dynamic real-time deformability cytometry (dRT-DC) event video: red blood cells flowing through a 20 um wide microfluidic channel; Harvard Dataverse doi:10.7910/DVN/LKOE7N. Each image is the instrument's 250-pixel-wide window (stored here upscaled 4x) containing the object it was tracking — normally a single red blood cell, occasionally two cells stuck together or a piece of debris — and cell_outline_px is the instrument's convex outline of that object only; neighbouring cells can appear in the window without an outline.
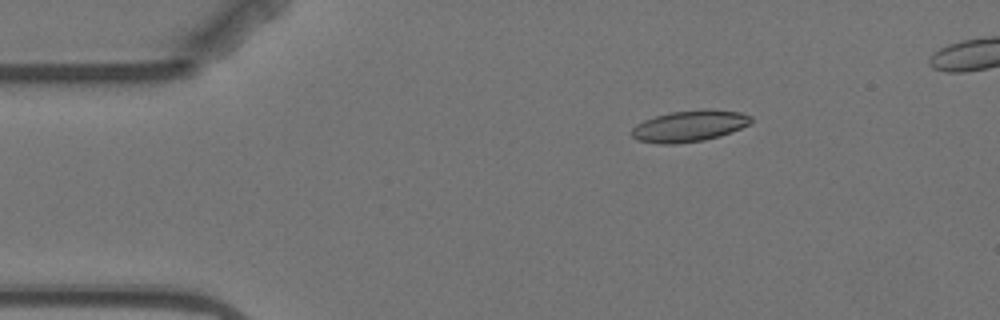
{"species": "Egyptian fruit bat (a non-hibernating species)", "species_latin": "Rousettus aegyptiacus", "temperature_condition": "warm", "stored_images_in_passage": 6, "camera_frame_rate_fps": 3000, "um_per_image_px": 0.085, "animal": {"sex": "female"}, "frame": {"image": 1, "passage_image": 3, "time_ms": 2.333, "image_size_px": [1000, 320], "cell_outline_px": [[752, 120], [748, 124], [740, 128], [720, 136], [704, 140], [676, 144], [660, 144], [636, 140], [632, 136], [632, 128], [636, 124], [644, 120], [668, 112], [700, 108], [704, 108], [740, 112], [752, 116]], "centroid_in_image_um": [58.57, 10.7], "position_along_channel_um": 26.4, "area_um2": 21.96}}